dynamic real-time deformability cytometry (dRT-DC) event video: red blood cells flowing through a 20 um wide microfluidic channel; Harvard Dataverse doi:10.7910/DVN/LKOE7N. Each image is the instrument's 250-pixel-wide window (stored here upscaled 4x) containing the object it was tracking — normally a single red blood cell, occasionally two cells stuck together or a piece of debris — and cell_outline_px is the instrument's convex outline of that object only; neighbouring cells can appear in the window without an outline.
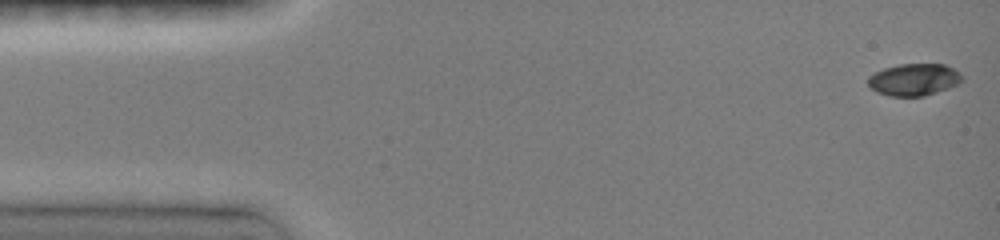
{"species": "common noctule bat (a hibernating species)", "species_latin": "Nyctalus noctula", "temperature_condition": "room temperature", "stored_images_in_passage": 46, "camera_frame_rate_fps": 3000, "um_per_image_px": 0.085, "animal": {"sex": "female", "body_mass_g": 19.0, "forearm_length_mm": 51.5}, "frame": {"image": 1, "passage_image": 1, "time_ms": 0.0, "image_size_px": [1000, 240], "cell_outline_px": [[964, 80], [960, 84], [924, 96], [888, 96], [876, 92], [868, 84], [868, 76], [884, 68], [900, 64], [944, 64], [960, 72]], "centroid_in_image_um": [77.71, 6.77], "position_along_channel_um": 7.3, "area_um2": 17.63}}
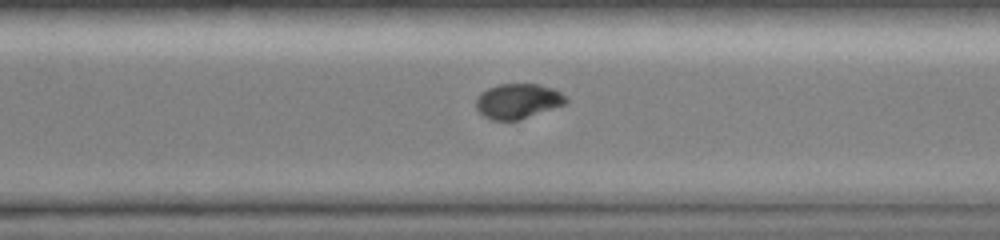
{"frame": {"image": 2, "passage_image": 33, "time_ms": 10.667, "image_size_px": [1000, 240], "cell_outline_px": [[568, 100], [564, 104], [520, 120], [492, 120], [484, 116], [476, 108], [476, 96], [480, 92], [496, 84], [536, 84], [552, 88], [560, 92]], "centroid_in_image_um": [43.97, 8.59], "position_along_channel_um": 326.6, "area_um2": 18.26}}
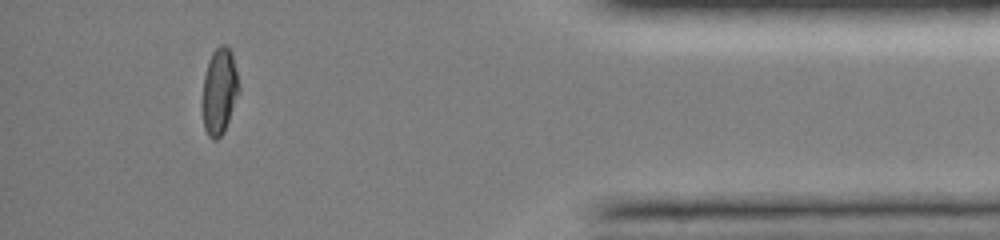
{"frame": {"image": 3, "passage_image": 42, "time_ms": 13.667, "image_size_px": [1000, 240], "cell_outline_px": [[240, 88], [224, 132], [216, 140], [212, 140], [208, 136], [204, 128], [200, 104], [204, 76], [208, 60], [212, 52], [220, 44], [224, 44], [232, 52]], "centroid_in_image_um": [18.61, 7.77], "position_along_channel_um": 416.6, "area_um2": 18.73}, "authors_computed_cell_mechanics": {"area_um2": 18.785, "velocity_mm_per_s": 4.1342, "shape_relaxation_time_tau1_ms": 3.8041, "shape_relaxation_time_tau2_ms": 4.0164, "deformation_change_tau1": 0.1537, "deformation_change_tau2": 0.0413}}